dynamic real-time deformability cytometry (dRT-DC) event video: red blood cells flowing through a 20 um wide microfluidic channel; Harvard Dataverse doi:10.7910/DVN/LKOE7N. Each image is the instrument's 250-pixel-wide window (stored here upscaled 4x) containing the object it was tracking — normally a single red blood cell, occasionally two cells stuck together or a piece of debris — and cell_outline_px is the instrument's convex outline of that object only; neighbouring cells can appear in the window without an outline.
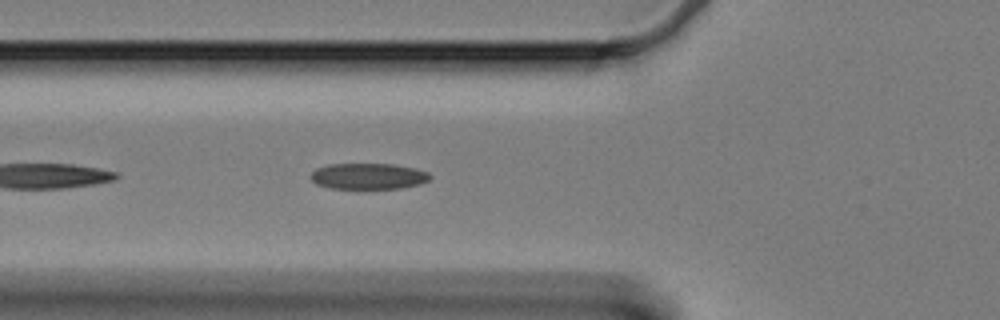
{"species": "Egyptian fruit bat (a non-hibernating species)", "species_latin": "Rousettus aegyptiacus", "temperature_condition": "cold", "stored_images_in_passage": 13, "camera_frame_rate_fps": 3000, "um_per_image_px": 0.085, "animal": {"sex": "female"}, "frame": {"image": 1, "passage_image": 6, "time_ms": 1.667, "image_size_px": [1000, 320], "cell_outline_px": [[432, 176], [428, 180], [420, 184], [400, 188], [332, 188], [316, 184], [312, 180], [312, 172], [316, 168], [328, 164], [392, 164], [416, 168], [428, 172]], "centroid_in_image_um": [31.33, 14.97], "position_along_channel_um": 94.5, "area_um2": 17.98}}
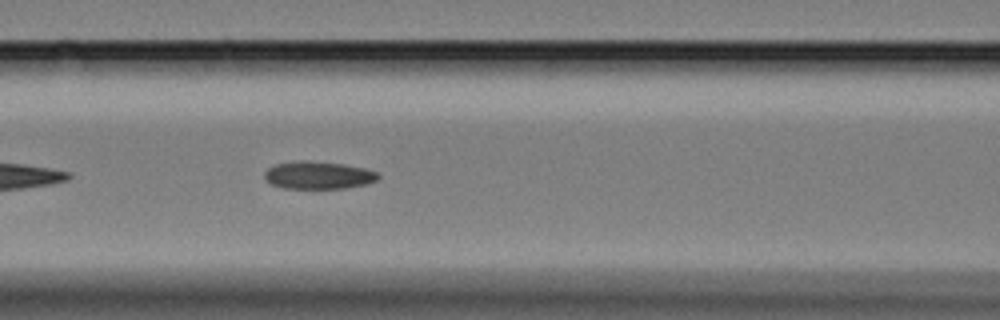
{"frame": {"image": 2, "passage_image": 10, "time_ms": 3.0, "image_size_px": [1000, 320], "cell_outline_px": [[380, 176], [376, 180], [368, 184], [344, 188], [284, 188], [268, 184], [264, 176], [264, 172], [268, 168], [276, 164], [300, 160], [308, 160], [344, 164], [364, 168], [380, 172]], "centroid_in_image_um": [27.06, 14.89], "position_along_channel_um": 139.5, "area_um2": 18.5}}